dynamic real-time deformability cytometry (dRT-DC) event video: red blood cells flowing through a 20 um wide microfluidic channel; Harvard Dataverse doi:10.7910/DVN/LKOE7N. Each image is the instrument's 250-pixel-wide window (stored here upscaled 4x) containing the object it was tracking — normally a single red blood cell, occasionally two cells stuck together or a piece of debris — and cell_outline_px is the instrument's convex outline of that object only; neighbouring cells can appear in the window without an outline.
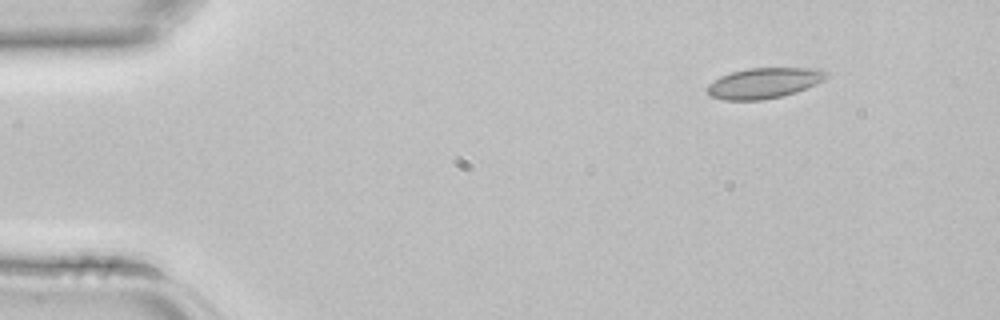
{"species": "common noctule bat (a hibernating species)", "species_latin": "Nyctalus noctula", "temperature_condition": "room temperature", "stored_images_in_passage": 2, "camera_frame_rate_fps": 3000, "um_per_image_px": 0.085, "animal": {"sex": "female", "body_mass_g": 22.7, "forearm_length_mm": 54.2}, "frame": {"image": 1, "passage_image": 1, "time_ms": 0.0, "image_size_px": [1000, 320], "cell_outline_px": [[828, 76], [816, 84], [796, 92], [780, 96], [760, 100], [724, 100], [708, 96], [704, 88], [708, 84], [720, 76], [732, 72], [748, 68], [820, 68]], "centroid_in_image_um": [64.87, 7.06], "position_along_channel_um": 20.1, "area_um2": 21.21}}
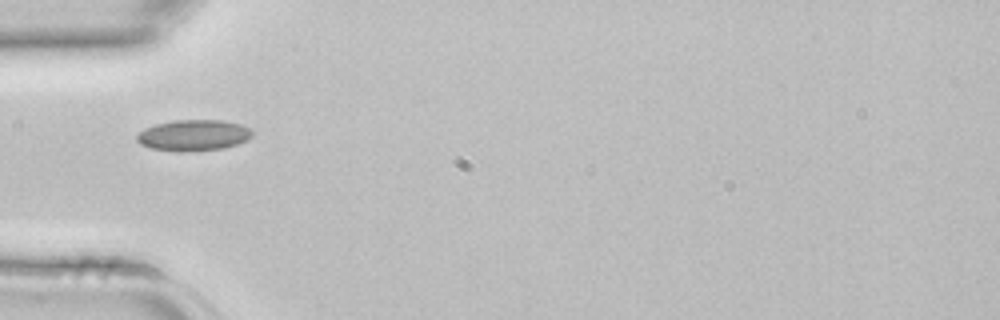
{"frame": {"image": 2, "passage_image": 2, "time_ms": 0.333, "image_size_px": [1000, 320], "cell_outline_px": [[252, 136], [248, 140], [224, 148], [184, 152], [180, 152], [152, 148], [140, 144], [136, 140], [136, 136], [144, 128], [156, 124], [176, 120], [224, 120], [240, 124], [248, 128], [252, 132]], "centroid_in_image_um": [16.44, 11.5], "position_along_channel_um": 68.6, "area_um2": 20.87}}